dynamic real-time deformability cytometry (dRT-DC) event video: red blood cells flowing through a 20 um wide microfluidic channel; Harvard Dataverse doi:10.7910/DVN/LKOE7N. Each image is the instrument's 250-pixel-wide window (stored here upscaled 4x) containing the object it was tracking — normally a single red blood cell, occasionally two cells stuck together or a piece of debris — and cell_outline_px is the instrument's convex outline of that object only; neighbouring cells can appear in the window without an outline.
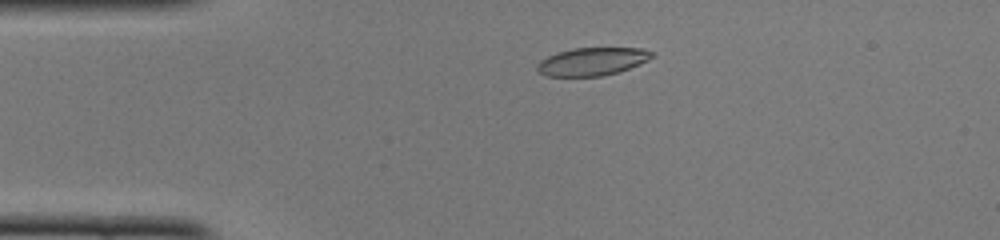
{"species": "common noctule bat (a hibernating species)", "species_latin": "Nyctalus noctula", "temperature_condition": "cold", "stored_images_in_passage": 45, "camera_frame_rate_fps": 3000, "um_per_image_px": 0.085, "animal": {"sex": "female", "body_mass_g": 22.0, "forearm_length_mm": 56.7}, "frame": {"image": 1, "passage_image": 7, "time_ms": 2.0, "image_size_px": [1000, 240], "cell_outline_px": [[656, 56], [648, 60], [620, 72], [600, 76], [548, 76], [540, 72], [536, 68], [536, 64], [540, 60], [556, 52], [572, 48], [640, 48], [656, 52]], "centroid_in_image_um": [50.37, 5.22], "position_along_channel_um": 34.6, "area_um2": 18.84}}
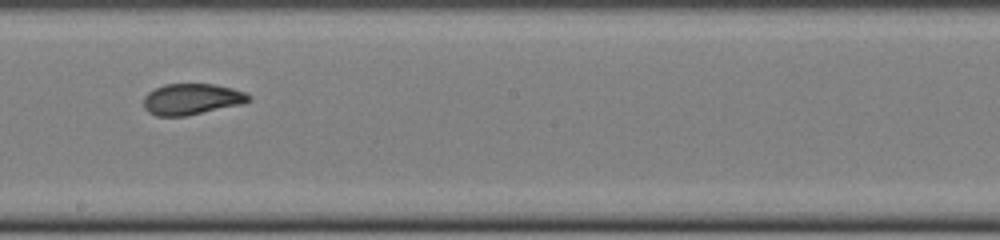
{"frame": {"image": 2, "passage_image": 24, "time_ms": 7.667, "image_size_px": [1000, 240], "cell_outline_px": [[252, 100], [244, 104], [184, 116], [156, 116], [148, 112], [144, 108], [144, 96], [148, 92], [164, 84], [216, 84], [232, 88], [244, 92], [252, 96]], "centroid_in_image_um": [16.32, 8.43], "position_along_channel_um": 231.9, "area_um2": 19.19}}
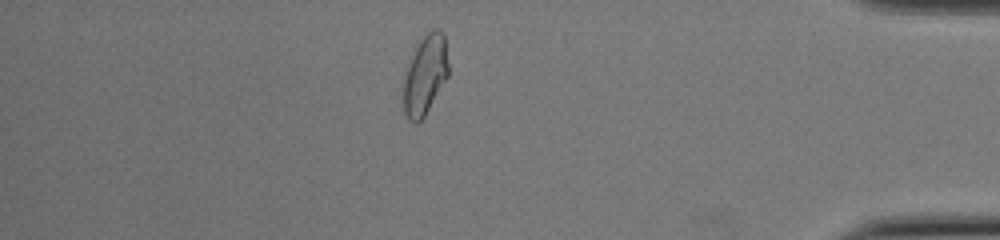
{"frame": {"image": 3, "passage_image": 39, "time_ms": 12.667, "image_size_px": [1000, 240], "cell_outline_px": [[448, 76], [424, 116], [416, 124], [408, 120], [404, 112], [400, 100], [400, 88], [404, 76], [412, 56], [420, 40], [432, 28], [440, 28], [444, 32], [448, 64]], "centroid_in_image_um": [36.09, 6.4], "position_along_channel_um": 399.1, "area_um2": 21.27}, "authors_computed_cell_mechanics": {"area_um2": 19.5942, "velocity_mm_per_s": 4.0984, "shape_relaxation_time_tau1_ms": null, "shape_relaxation_time_tau2_ms": 1.3469, "deformation_change_tau1": null, "deformation_change_tau2": 0.0616}}